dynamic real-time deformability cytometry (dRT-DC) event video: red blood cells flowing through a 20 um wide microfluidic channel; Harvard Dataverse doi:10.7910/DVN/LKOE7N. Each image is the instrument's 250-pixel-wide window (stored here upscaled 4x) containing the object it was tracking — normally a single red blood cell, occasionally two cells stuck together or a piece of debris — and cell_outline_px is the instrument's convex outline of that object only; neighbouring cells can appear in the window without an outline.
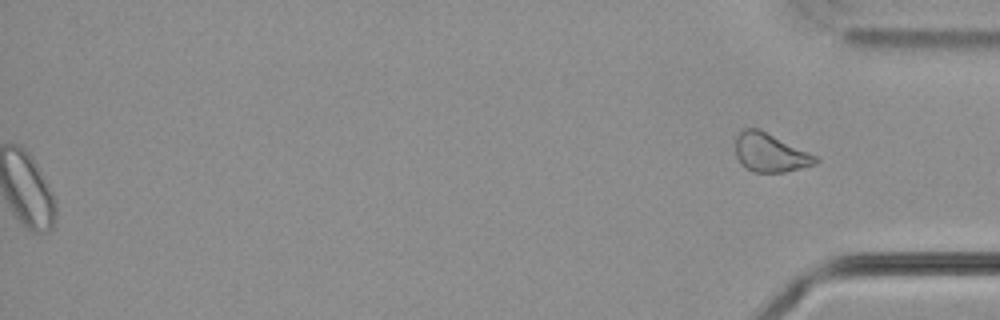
{"species": "common noctule bat (a hibernating species)", "species_latin": "Nyctalus noctula", "temperature_condition": "cold", "stored_images_in_passage": 58, "segment_of_instrument_passage": [2, 2], "camera_frame_rate_fps": 3000, "um_per_image_px": 0.085, "animal": {"sex": "male", "body_mass_g": 21.5, "forearm_length_mm": 52.0}, "frame": {"image": 1, "passage_image": 58, "time_ms": 19.0, "image_size_px": [1000, 320], "cell_outline_px": [[820, 160], [816, 164], [784, 172], [752, 172], [744, 168], [736, 156], [736, 136], [744, 128], [760, 128], [816, 156]], "centroid_in_image_um": [65.44, 12.97], "position_along_channel_um": 369.8, "area_um2": 18.03}}